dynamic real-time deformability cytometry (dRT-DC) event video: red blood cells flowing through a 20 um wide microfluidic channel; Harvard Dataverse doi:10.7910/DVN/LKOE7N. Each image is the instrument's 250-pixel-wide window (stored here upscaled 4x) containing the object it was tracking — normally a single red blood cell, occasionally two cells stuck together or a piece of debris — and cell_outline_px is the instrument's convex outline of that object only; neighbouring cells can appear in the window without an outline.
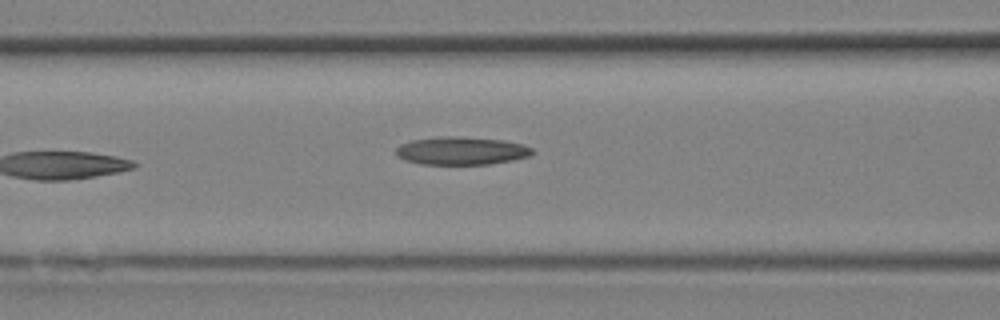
{"species": "Egyptian fruit bat (a non-hibernating species)", "species_latin": "Rousettus aegyptiacus", "temperature_condition": "room temperature", "stored_images_in_passage": 12, "camera_frame_rate_fps": 3000, "um_per_image_px": 0.085, "animal": {"sex": "female"}, "frame": {"image": 1, "passage_image": 12, "time_ms": 3.667, "image_size_px": [1000, 320], "cell_outline_px": [[536, 152], [532, 156], [512, 160], [488, 164], [420, 164], [404, 160], [396, 156], [396, 148], [400, 144], [412, 140], [440, 136], [452, 136], [504, 140], [524, 144], [532, 148]], "centroid_in_image_um": [39.24, 12.82], "position_along_channel_um": 127.4, "area_um2": 22.43}}